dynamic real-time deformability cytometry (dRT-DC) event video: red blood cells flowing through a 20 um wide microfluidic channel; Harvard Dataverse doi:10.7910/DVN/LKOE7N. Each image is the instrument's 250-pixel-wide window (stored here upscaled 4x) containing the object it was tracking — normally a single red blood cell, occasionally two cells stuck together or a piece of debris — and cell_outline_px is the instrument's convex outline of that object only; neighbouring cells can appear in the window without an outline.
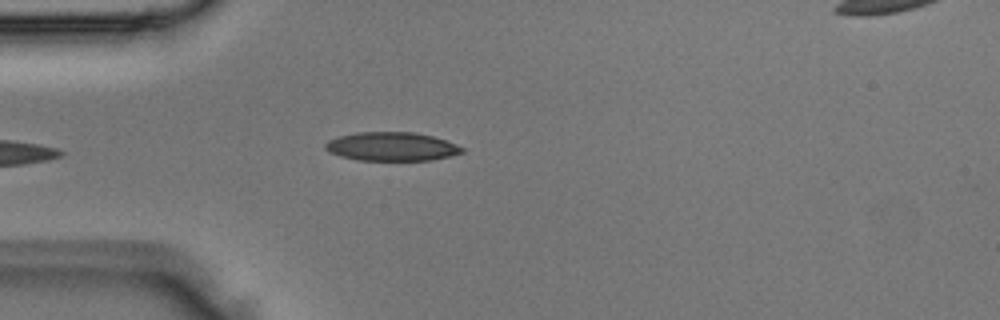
{"species": "Egyptian fruit bat (a non-hibernating species)", "species_latin": "Rousettus aegyptiacus", "temperature_condition": "room temperature", "stored_images_in_passage": 2, "camera_frame_rate_fps": 3000, "um_per_image_px": 0.085, "animal": {"sex": "male"}, "frame": {"image": 1, "passage_image": 2, "time_ms": 0.333, "image_size_px": [1000, 320], "cell_outline_px": [[464, 152], [432, 160], [356, 160], [340, 156], [324, 148], [324, 144], [328, 140], [340, 136], [356, 132], [412, 132], [432, 136], [456, 144], [464, 148]], "centroid_in_image_um": [33.28, 12.45], "position_along_channel_um": 51.7, "area_um2": 22.72}}